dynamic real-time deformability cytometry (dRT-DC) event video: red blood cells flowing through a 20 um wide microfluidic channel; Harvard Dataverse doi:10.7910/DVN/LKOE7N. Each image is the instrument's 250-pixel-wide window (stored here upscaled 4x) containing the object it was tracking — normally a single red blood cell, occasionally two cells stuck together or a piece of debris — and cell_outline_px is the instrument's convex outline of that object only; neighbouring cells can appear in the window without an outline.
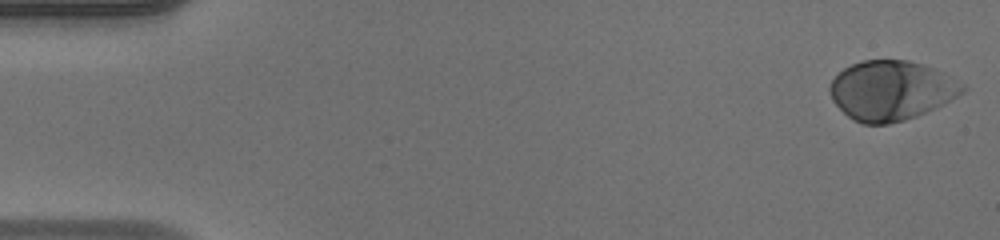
{"species": "human", "species_latin": "Homo sapiens", "temperature_condition": "warm", "stored_images_in_passage": 49, "camera_frame_rate_fps": 3000, "um_per_image_px": 0.085, "donor": {"sex": "male"}, "frame": {"image": 1, "passage_image": 1, "time_ms": 0.0, "image_size_px": [1000, 240], "cell_outline_px": [[968, 88], [964, 92], [916, 116], [904, 120], [888, 124], [864, 124], [852, 120], [832, 100], [828, 92], [828, 88], [832, 80], [844, 68], [860, 60], [908, 60], [924, 64], [964, 84]], "centroid_in_image_um": [75.71, 7.68], "position_along_channel_um": 9.3, "area_um2": 45.66}}
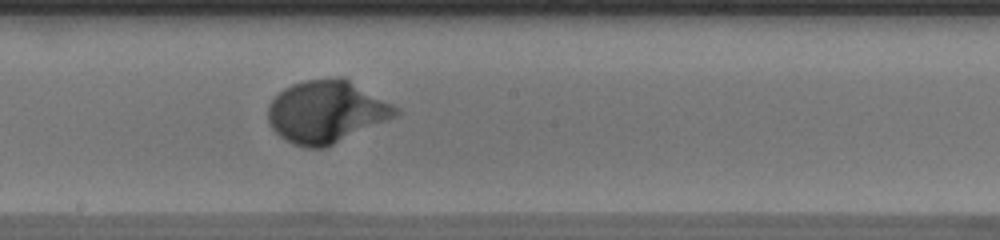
{"frame": {"image": 2, "passage_image": 27, "time_ms": 8.667, "image_size_px": [1000, 240], "cell_outline_px": [[400, 112], [396, 116], [328, 148], [308, 148], [292, 144], [284, 140], [272, 128], [268, 120], [268, 104], [284, 88], [292, 84], [304, 80], [332, 76], [344, 76], [400, 108]], "centroid_in_image_um": [27.76, 9.49], "position_along_channel_um": 220.4, "area_um2": 47.05}}
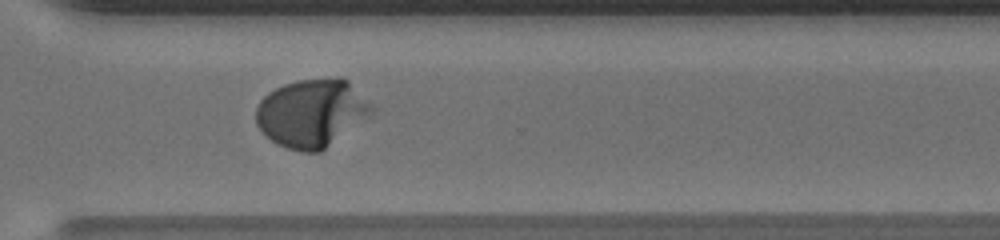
{"frame": {"image": 3, "passage_image": 36, "time_ms": 11.667, "image_size_px": [1000, 240], "cell_outline_px": [[376, 108], [372, 112], [320, 152], [304, 152], [288, 148], [276, 144], [256, 124], [256, 108], [260, 100], [268, 92], [284, 84], [300, 80], [348, 80]], "centroid_in_image_um": [26.45, 9.62], "position_along_channel_um": 344.1, "area_um2": 44.74}, "authors_computed_cell_mechanics": {"area_um2": 44.0436, "velocity_mm_per_s": 4.1144, "shape_relaxation_time_tau1_ms": 2.3879, "shape_relaxation_time_tau2_ms": null, "deformation_change_tau1": 0.1852, "deformation_change_tau2": null}}